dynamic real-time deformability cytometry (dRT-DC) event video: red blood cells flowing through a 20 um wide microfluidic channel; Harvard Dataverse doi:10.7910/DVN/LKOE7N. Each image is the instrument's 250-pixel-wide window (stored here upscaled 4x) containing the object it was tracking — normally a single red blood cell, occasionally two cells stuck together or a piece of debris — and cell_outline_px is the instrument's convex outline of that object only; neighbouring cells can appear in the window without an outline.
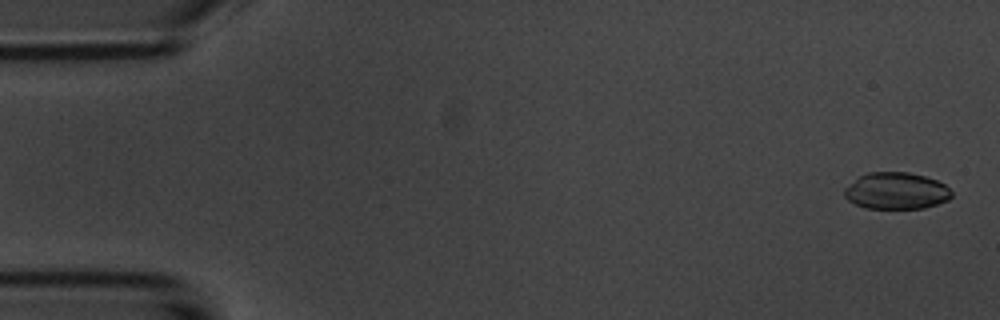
{"species": "common noctule bat (a hibernating species)", "species_latin": "Nyctalus noctula", "temperature_condition": "room temperature", "stored_images_in_passage": 54, "camera_frame_rate_fps": 3000, "um_per_image_px": 0.085, "animal": {"sex": "male", "body_mass_g": 20.1, "forearm_length_mm": 53.5}, "frame": {"image": 1, "passage_image": 2, "time_ms": 0.333, "image_size_px": [1000, 320], "cell_outline_px": [[952, 196], [948, 200], [924, 208], [864, 208], [848, 200], [844, 196], [844, 188], [860, 176], [868, 172], [908, 172], [924, 176], [936, 180], [944, 184], [952, 192]], "centroid_in_image_um": [76.17, 16.22], "position_along_channel_um": 8.8, "area_um2": 22.83}}
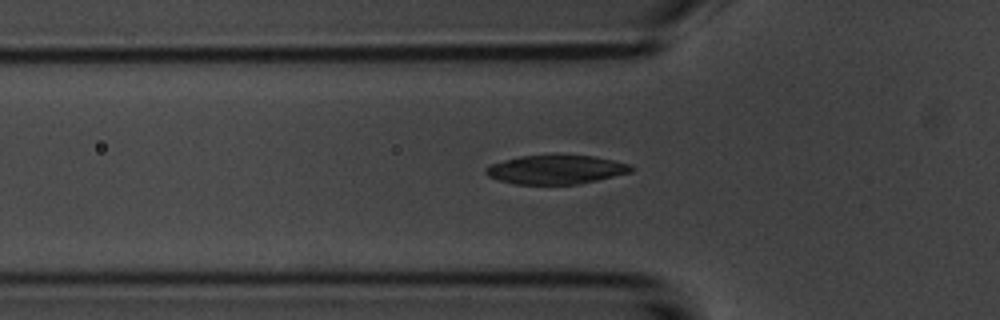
{"frame": {"image": 2, "passage_image": 18, "time_ms": 5.667, "image_size_px": [1000, 320], "cell_outline_px": [[632, 172], [580, 184], [516, 184], [500, 180], [488, 176], [484, 172], [484, 168], [492, 164], [504, 160], [520, 156], [556, 152], [592, 156], [612, 160], [628, 164], [632, 168]], "centroid_in_image_um": [47.23, 14.38], "position_along_channel_um": 78.6, "area_um2": 25.09}}
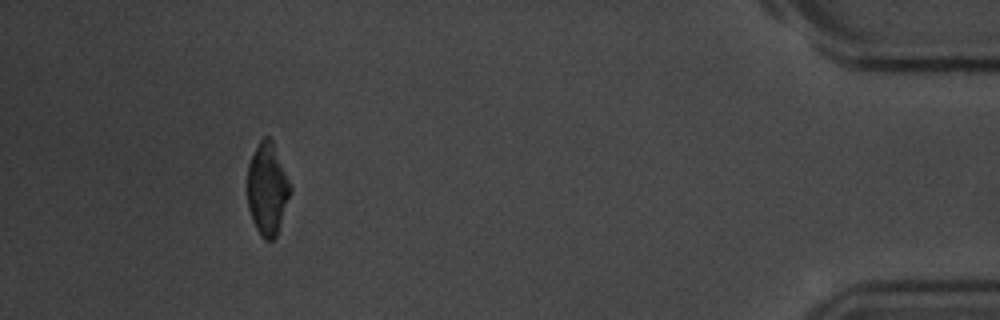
{"frame": {"image": 3, "passage_image": 50, "time_ms": 16.333, "image_size_px": [1000, 320], "cell_outline_px": [[292, 192], [276, 236], [272, 240], [264, 240], [260, 236], [252, 220], [248, 208], [248, 164], [260, 140], [264, 136], [268, 136], [272, 140], [292, 188]], "centroid_in_image_um": [22.73, 16.09], "position_along_channel_um": 412.5, "area_um2": 22.95}, "authors_computed_cell_mechanics": {"area_um2": 24.3916, "velocity_mm_per_s": 3.7117, "shape_relaxation_time_tau1_ms": 3.1884, "shape_relaxation_time_tau2_ms": 3.2817, "deformation_change_tau1": 0.1253, "deformation_change_tau2": 0.0668}}